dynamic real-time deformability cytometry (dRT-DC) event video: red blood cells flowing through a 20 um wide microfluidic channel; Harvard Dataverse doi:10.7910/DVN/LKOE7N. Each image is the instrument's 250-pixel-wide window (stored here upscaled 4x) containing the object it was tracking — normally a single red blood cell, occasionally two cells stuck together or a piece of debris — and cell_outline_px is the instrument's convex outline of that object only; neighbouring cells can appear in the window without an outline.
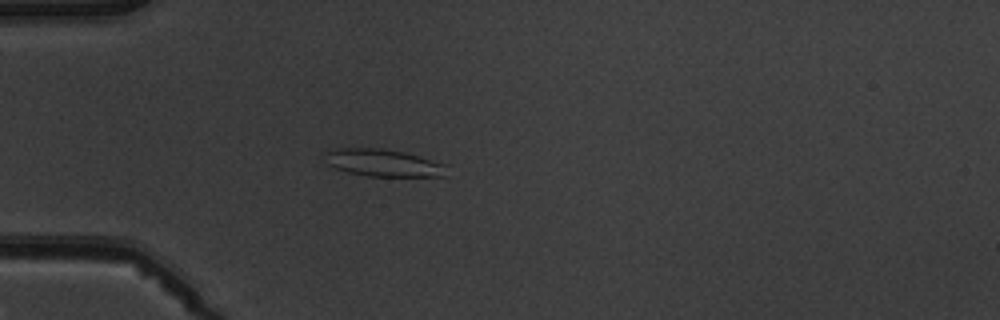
{"species": "common noctule bat (a hibernating species)", "species_latin": "Nyctalus noctula", "temperature_condition": "warm", "stored_images_in_passage": 5, "camera_frame_rate_fps": 3000, "um_per_image_px": 0.085, "animal": {"sex": "male", "body_mass_g": 19.5, "forearm_length_mm": 54.6}, "frame": {"image": 1, "passage_image": 4, "time_ms": 3.667, "image_size_px": [1000, 320], "cell_outline_px": [[448, 176], [368, 176], [348, 172], [336, 168], [328, 164], [324, 152], [336, 148], [384, 148], [404, 152], [448, 164]], "centroid_in_image_um": [32.64, 13.84], "position_along_channel_um": 52.4, "area_um2": 19.54}}